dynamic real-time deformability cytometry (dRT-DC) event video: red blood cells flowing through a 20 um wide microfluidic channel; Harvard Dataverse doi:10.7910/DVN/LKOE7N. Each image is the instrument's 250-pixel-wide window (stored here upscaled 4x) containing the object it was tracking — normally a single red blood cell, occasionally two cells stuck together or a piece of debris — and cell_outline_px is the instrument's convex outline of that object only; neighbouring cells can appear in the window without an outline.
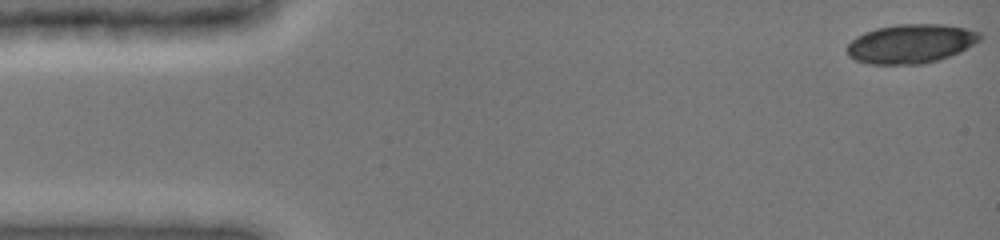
{"species": "common noctule bat (a hibernating species)", "species_latin": "Nyctalus noctula", "temperature_condition": "cold", "stored_images_in_passage": 47, "segment_of_instrument_passage": [1, 2], "camera_frame_rate_fps": 3000, "um_per_image_px": 0.085, "animal": {"sex": "female", "body_mass_g": 19.0, "forearm_length_mm": 51.5}, "frame": {"image": 1, "passage_image": 1, "time_ms": 0.0, "image_size_px": [1000, 240], "cell_outline_px": [[984, 36], [980, 40], [960, 52], [924, 64], [868, 64], [856, 60], [848, 56], [848, 44], [856, 36], [864, 32], [876, 28], [896, 24], [944, 24], [964, 28], [980, 32]], "centroid_in_image_um": [77.42, 3.71], "position_along_channel_um": 7.6, "area_um2": 30.29}}
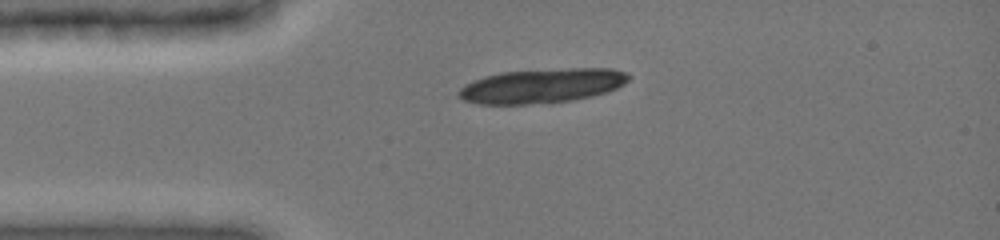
{"frame": {"image": 2, "passage_image": 11, "time_ms": 3.333, "image_size_px": [1000, 240], "cell_outline_px": [[632, 76], [624, 84], [608, 92], [592, 96], [572, 100], [528, 104], [480, 104], [464, 100], [456, 92], [464, 84], [472, 80], [484, 76], [500, 72], [568, 68], [612, 68], [624, 72]], "centroid_in_image_um": [46.06, 7.28], "position_along_channel_um": 38.9, "area_um2": 34.16}}